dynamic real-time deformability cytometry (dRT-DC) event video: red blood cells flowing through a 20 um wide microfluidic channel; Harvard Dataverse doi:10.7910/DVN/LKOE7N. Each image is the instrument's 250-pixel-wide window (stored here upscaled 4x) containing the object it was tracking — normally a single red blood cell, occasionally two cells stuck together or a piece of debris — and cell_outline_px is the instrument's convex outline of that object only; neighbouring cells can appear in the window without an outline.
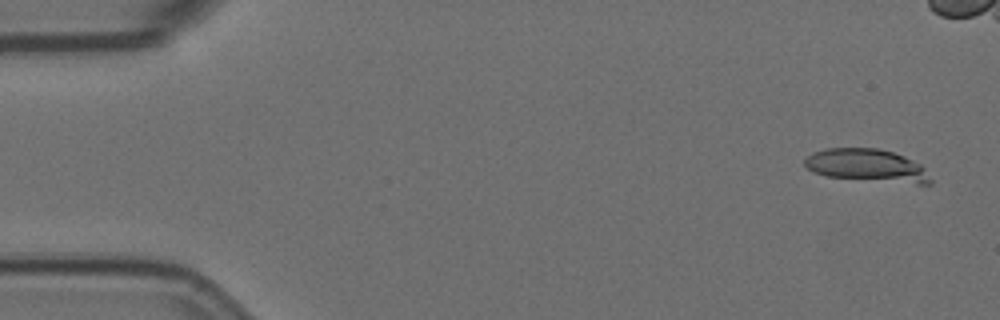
{"species": "Egyptian fruit bat (a non-hibernating species)", "species_latin": "Rousettus aegyptiacus", "temperature_condition": "room temperature", "stored_images_in_passage": 10, "camera_frame_rate_fps": 3000, "um_per_image_px": 0.085, "animal": {"sex": "female"}, "frame": {"image": 1, "passage_image": 1, "time_ms": 0.0, "image_size_px": [1000, 320], "cell_outline_px": [[932, 184], [916, 184], [828, 176], [812, 172], [804, 164], [804, 160], [812, 152], [828, 148], [880, 148], [904, 156], [920, 164], [924, 168], [932, 180]], "centroid_in_image_um": [73.7, 14.06], "position_along_channel_um": 11.3, "area_um2": 23.87}}
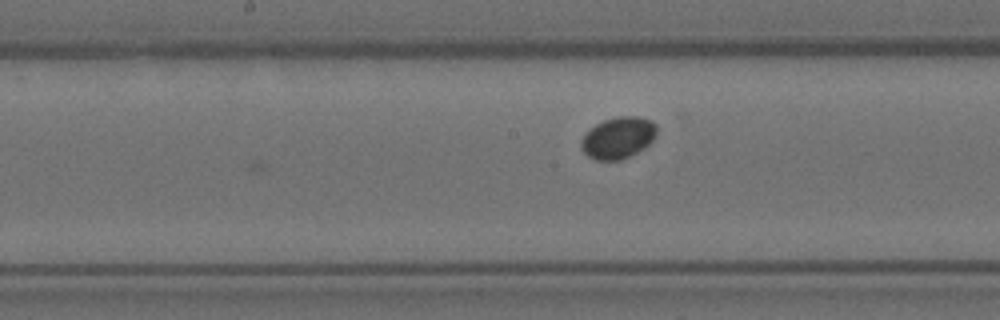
{"frame": {"image": 2, "passage_image": 9, "time_ms": 2.667, "image_size_px": [1000, 320], "cell_outline_px": [[656, 136], [644, 148], [620, 160], [596, 160], [588, 156], [580, 148], [580, 144], [584, 132], [596, 124], [604, 120], [620, 116], [636, 116], [652, 120], [656, 124]], "centroid_in_image_um": [52.52, 11.7], "position_along_channel_um": 195.7, "area_um2": 18.32}}